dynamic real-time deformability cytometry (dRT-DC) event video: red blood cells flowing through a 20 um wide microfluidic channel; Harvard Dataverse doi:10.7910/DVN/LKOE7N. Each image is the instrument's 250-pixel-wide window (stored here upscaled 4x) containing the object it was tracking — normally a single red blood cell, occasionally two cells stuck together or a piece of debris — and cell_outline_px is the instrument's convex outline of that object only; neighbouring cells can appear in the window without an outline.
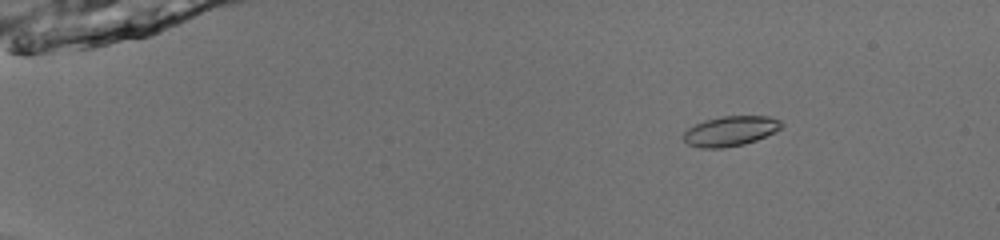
{"species": "common noctule bat (a hibernating species)", "species_latin": "Nyctalus noctula", "temperature_condition": "room temperature", "stored_images_in_passage": 46, "camera_frame_rate_fps": 3000, "um_per_image_px": 0.085, "animal": {"sex": "male", "body_mass_g": 13.0, "forearm_length_mm": 53.1}, "frame": {"image": 1, "passage_image": 2, "time_ms": 0.333, "image_size_px": [1000, 240], "cell_outline_px": [[784, 124], [776, 132], [756, 140], [744, 144], [720, 148], [700, 148], [688, 144], [684, 140], [684, 132], [688, 128], [704, 120], [720, 116], [772, 116], [780, 120]], "centroid_in_image_um": [62.11, 11.13], "position_along_channel_um": 22.9, "area_um2": 17.17}}
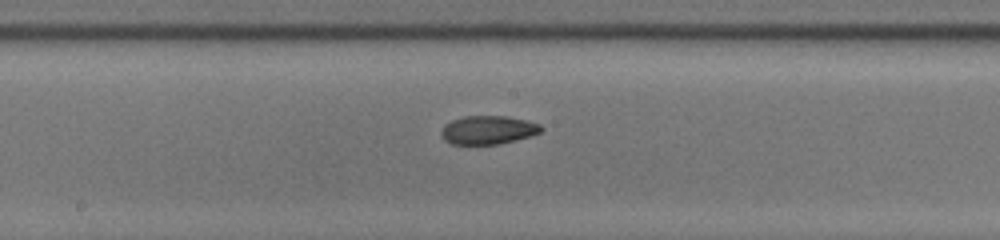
{"frame": {"image": 2, "passage_image": 24, "time_ms": 7.667, "image_size_px": [1000, 240], "cell_outline_px": [[544, 128], [540, 132], [528, 136], [500, 144], [452, 144], [444, 140], [440, 136], [440, 132], [444, 124], [452, 120], [464, 116], [508, 116], [528, 120], [540, 124]], "centroid_in_image_um": [41.46, 11.04], "position_along_channel_um": 206.7, "area_um2": 16.7}}
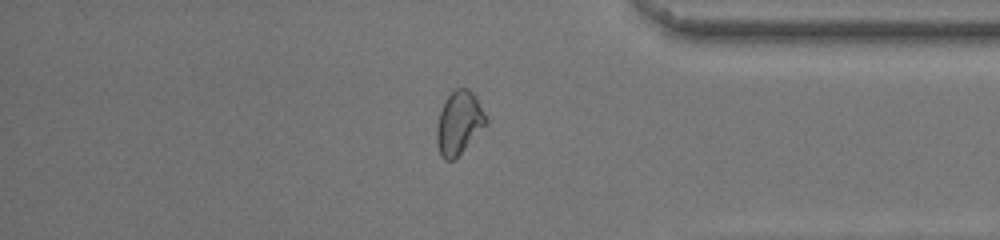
{"frame": {"image": 3, "passage_image": 39, "time_ms": 12.667, "image_size_px": [1000, 240], "cell_outline_px": [[488, 124], [452, 160], [444, 160], [440, 156], [436, 144], [436, 124], [444, 100], [456, 88], [468, 88], [476, 96], [488, 120]], "centroid_in_image_um": [39.0, 10.43], "position_along_channel_um": 396.2, "area_um2": 18.15}, "authors_computed_cell_mechanics": {"area_um2": 17.0799, "velocity_mm_per_s": 4.011, "shape_relaxation_time_tau1_ms": 7.9421, "shape_relaxation_time_tau2_ms": 2.9754, "deformation_change_tau1": 0.1767, "deformation_change_tau2": 0.0832}}